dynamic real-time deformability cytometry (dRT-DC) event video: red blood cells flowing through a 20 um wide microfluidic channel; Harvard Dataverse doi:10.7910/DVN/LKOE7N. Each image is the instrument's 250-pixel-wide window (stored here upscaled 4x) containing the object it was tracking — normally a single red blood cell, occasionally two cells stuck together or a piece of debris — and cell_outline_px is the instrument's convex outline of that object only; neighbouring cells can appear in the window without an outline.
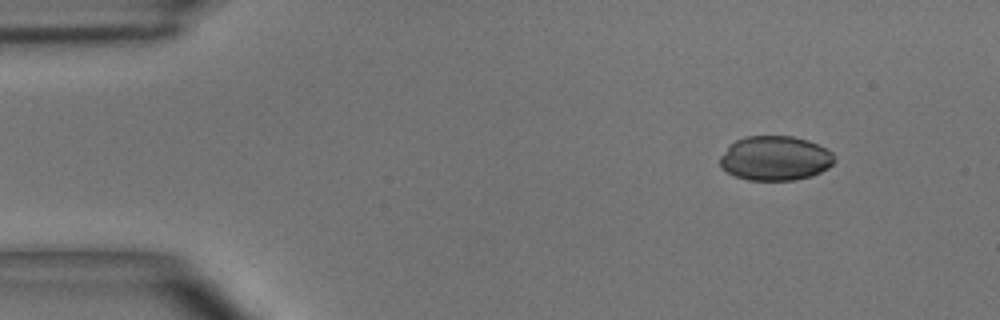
{"species": "common noctule bat (a hibernating species)", "species_latin": "Nyctalus noctula", "temperature_condition": "room temperature", "stored_images_in_passage": 49, "camera_frame_rate_fps": 3000, "um_per_image_px": 0.085, "animal": {"sex": "male", "body_mass_g": 15.6}, "frame": {"image": 1, "passage_image": 1, "time_ms": 0.0, "image_size_px": [1000, 320], "cell_outline_px": [[836, 160], [828, 168], [812, 176], [792, 180], [748, 180], [736, 176], [720, 168], [720, 156], [736, 140], [748, 136], [792, 136], [808, 140], [832, 152], [836, 156]], "centroid_in_image_um": [65.91, 13.46], "position_along_channel_um": 19.1, "area_um2": 29.59}}
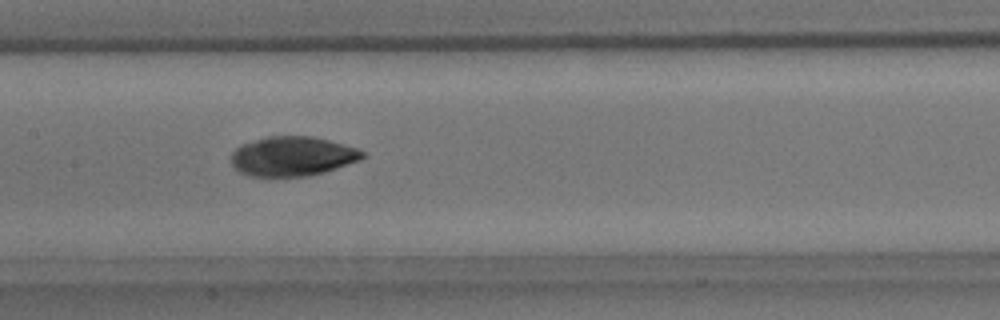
{"frame": {"image": 2, "passage_image": 21, "time_ms": 6.667, "image_size_px": [1000, 320], "cell_outline_px": [[368, 156], [360, 160], [324, 172], [308, 176], [252, 176], [240, 172], [232, 164], [232, 152], [236, 148], [244, 144], [268, 136], [312, 136], [328, 140], [356, 148], [364, 152]], "centroid_in_image_um": [24.89, 13.28], "position_along_channel_um": 182.5, "area_um2": 29.94}}
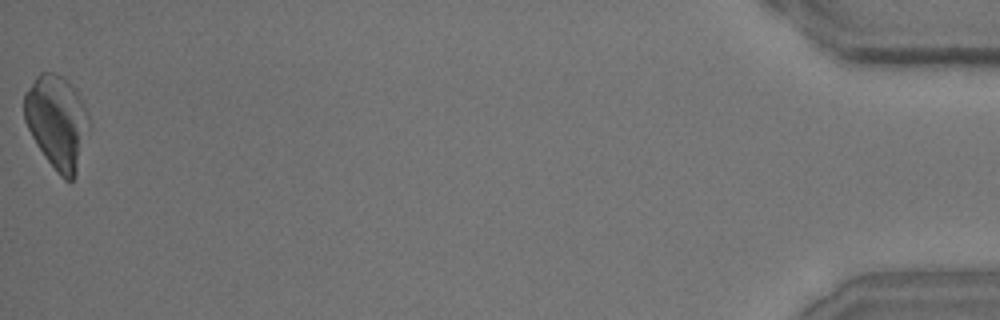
{"frame": {"image": 3, "passage_image": 49, "time_ms": 16.0, "image_size_px": [1000, 320], "cell_outline_px": [[88, 116], [76, 176], [72, 180], [64, 180], [56, 172], [44, 156], [32, 136], [24, 120], [24, 92], [36, 76], [40, 72], [52, 72], [60, 76], [76, 92]], "centroid_in_image_um": [4.76, 10.36], "position_along_channel_um": 430.4, "area_um2": 33.99}}